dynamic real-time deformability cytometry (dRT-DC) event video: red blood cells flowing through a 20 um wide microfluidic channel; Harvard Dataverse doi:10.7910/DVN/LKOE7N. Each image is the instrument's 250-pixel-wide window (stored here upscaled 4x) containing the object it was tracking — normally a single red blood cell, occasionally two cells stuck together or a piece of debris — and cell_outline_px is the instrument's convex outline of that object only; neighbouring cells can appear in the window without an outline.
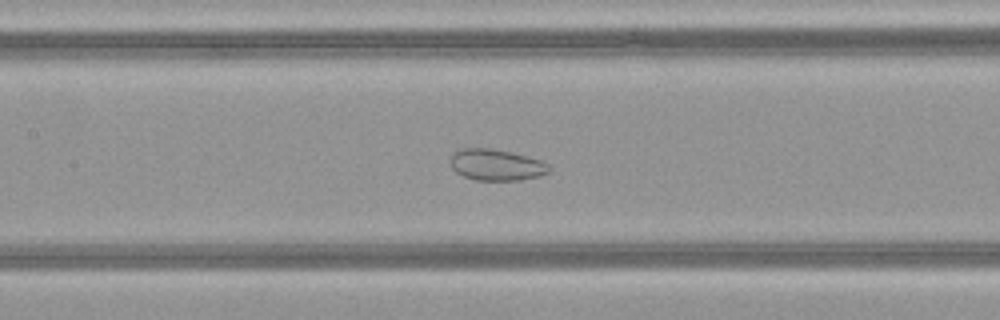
{"species": "common noctule bat (a hibernating species)", "species_latin": "Nyctalus noctula", "temperature_condition": "warm", "stored_images_in_passage": 50, "camera_frame_rate_fps": 3000, "um_per_image_px": 0.085, "animal": {"sex": "female", "body_mass_g": 21.9}, "frame": {"image": 1, "passage_image": 24, "time_ms": 7.667, "image_size_px": [1000, 320], "cell_outline_px": [[552, 168], [548, 172], [540, 176], [520, 180], [476, 180], [464, 176], [456, 172], [452, 168], [452, 152], [456, 148], [488, 148], [512, 152], [540, 160], [548, 164]], "centroid_in_image_um": [42.19, 14.0], "position_along_channel_um": 165.2, "area_um2": 18.03}}
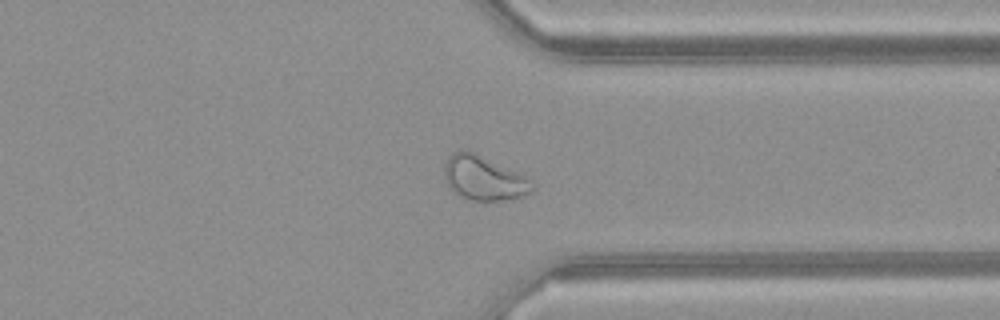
{"frame": {"image": 2, "passage_image": 39, "time_ms": 12.667, "image_size_px": [1000, 320], "cell_outline_px": [[536, 184], [528, 192], [520, 196], [500, 200], [464, 200], [456, 196], [448, 188], [444, 180], [444, 164], [448, 156], [452, 152], [464, 148], [476, 152], [520, 172], [528, 176]], "centroid_in_image_um": [41.06, 15.1], "position_along_channel_um": 370.3, "area_um2": 23.52}}
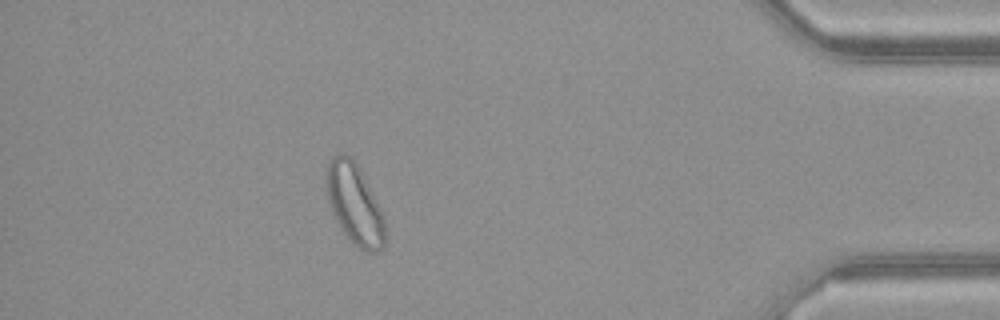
{"frame": {"image": 3, "passage_image": 45, "time_ms": 14.667, "image_size_px": [1000, 320], "cell_outline_px": [[384, 248], [376, 252], [364, 252], [352, 244], [340, 228], [332, 212], [328, 200], [324, 184], [324, 168], [332, 156], [340, 152], [344, 152], [352, 156], [360, 168], [384, 216]], "centroid_in_image_um": [30.09, 17.3], "position_along_channel_um": 405.1, "area_um2": 28.26}, "authors_computed_cell_mechanics": {"area_um2": 26.2701, "velocity_mm_per_s": 4.1316, "shape_relaxation_time_tau1_ms": null, "shape_relaxation_time_tau2_ms": 1.7851, "deformation_change_tau1": null, "deformation_change_tau2": 0.0737}}